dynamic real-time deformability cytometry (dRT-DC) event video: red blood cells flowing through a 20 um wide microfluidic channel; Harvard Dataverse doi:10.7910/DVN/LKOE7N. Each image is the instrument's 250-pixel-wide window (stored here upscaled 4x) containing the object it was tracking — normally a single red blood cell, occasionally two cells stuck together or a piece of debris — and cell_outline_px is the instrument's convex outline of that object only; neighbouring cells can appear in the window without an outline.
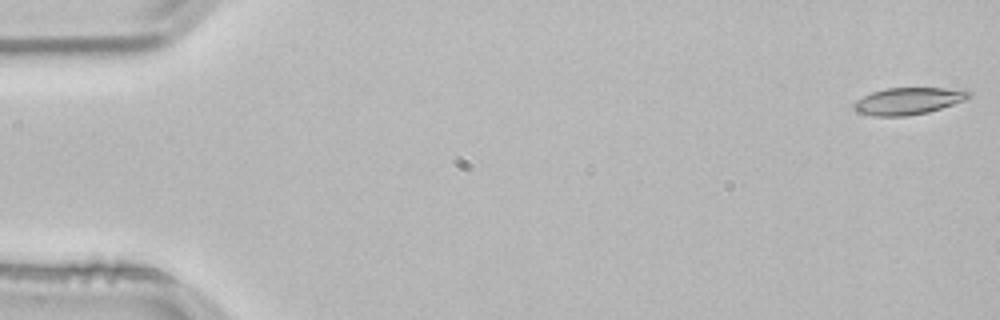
{"species": "common noctule bat (a hibernating species)", "species_latin": "Nyctalus noctula", "temperature_condition": "room temperature", "stored_images_in_passage": 53, "camera_frame_rate_fps": 3000, "um_per_image_px": 0.085, "animal": {"sex": "male", "body_mass_g": 21.5, "forearm_length_mm": 52.0}, "frame": {"image": 1, "passage_image": 1, "time_ms": 0.0, "image_size_px": [1000, 320], "cell_outline_px": [[972, 96], [964, 100], [928, 112], [908, 116], [876, 116], [856, 112], [852, 108], [852, 104], [856, 100], [872, 92], [888, 88], [968, 88], [972, 92]], "centroid_in_image_um": [77.24, 8.57], "position_along_channel_um": 7.8, "area_um2": 18.26}}
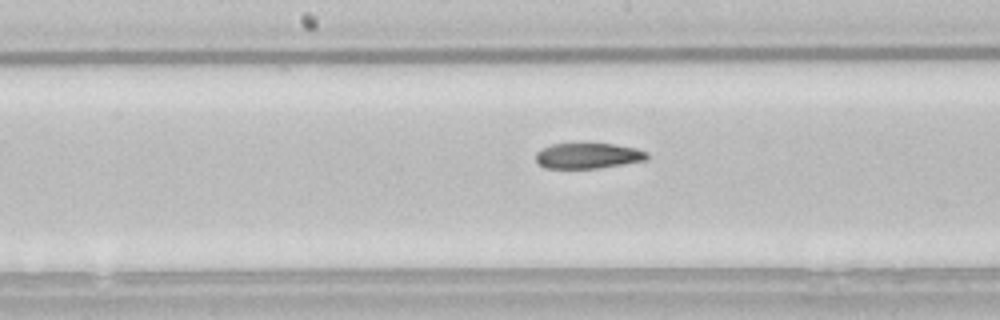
{"frame": {"image": 2, "passage_image": 27, "time_ms": 8.667, "image_size_px": [1000, 320], "cell_outline_px": [[648, 160], [600, 168], [544, 168], [536, 164], [536, 152], [540, 148], [552, 144], [612, 144], [636, 148], [648, 152]], "centroid_in_image_um": [49.96, 13.25], "position_along_channel_um": 198.2, "area_um2": 16.7}}
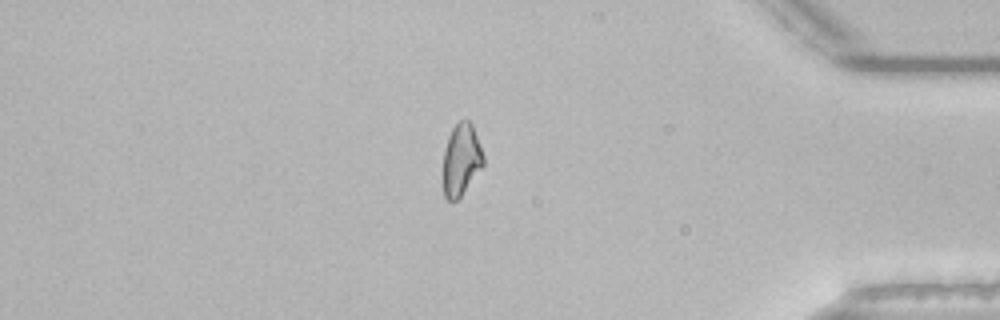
{"frame": {"image": 3, "passage_image": 45, "time_ms": 14.667, "image_size_px": [1000, 320], "cell_outline_px": [[484, 164], [460, 196], [456, 200], [448, 200], [444, 196], [444, 148], [448, 136], [452, 128], [460, 120], [468, 120], [472, 124], [484, 156]], "centroid_in_image_um": [39.2, 13.54], "position_along_channel_um": 396.0, "area_um2": 16.53}, "authors_computed_cell_mechanics": {"area_um2": 17.9758, "velocity_mm_per_s": 3.8451, "shape_relaxation_time_tau1_ms": null, "shape_relaxation_time_tau2_ms": 8.5508, "deformation_change_tau1": null, "deformation_change_tau2": 0.1455}}